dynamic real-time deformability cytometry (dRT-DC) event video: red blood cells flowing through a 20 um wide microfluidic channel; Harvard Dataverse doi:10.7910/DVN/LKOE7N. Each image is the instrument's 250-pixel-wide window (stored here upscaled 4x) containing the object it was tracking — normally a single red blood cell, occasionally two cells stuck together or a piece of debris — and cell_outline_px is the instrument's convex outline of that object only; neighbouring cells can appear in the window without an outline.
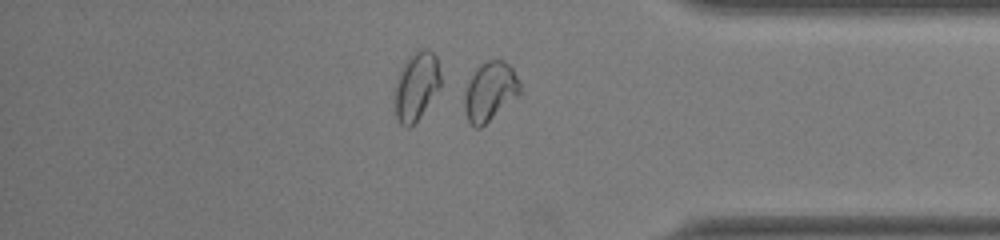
{"species": "common noctule bat (a hibernating species)", "species_latin": "Nyctalus noctula", "temperature_condition": "room temperature", "stored_images_in_passage": 46, "camera_frame_rate_fps": 3000, "um_per_image_px": 0.085, "animal": {"sex": "female", "body_mass_g": 22.0, "forearm_length_mm": 56.7}, "frame": {"image": 1, "passage_image": 40, "time_ms": 13.0, "image_size_px": [1000, 240], "cell_outline_px": [[520, 92], [516, 96], [480, 128], [476, 128], [468, 120], [464, 108], [464, 92], [476, 68], [480, 64], [488, 60], [504, 60], [512, 68], [520, 84]], "centroid_in_image_um": [41.62, 7.75], "position_along_channel_um": 393.6, "area_um2": 18.55}, "authors_computed_cell_mechanics": {"area_um2": 18.2648, "velocity_mm_per_s": 4.0023, "shape_relaxation_time_tau1_ms": 4.4218, "shape_relaxation_time_tau2_ms": 0.8376, "deformation_change_tau1": 0.1605, "deformation_change_tau2": 0.0435}}